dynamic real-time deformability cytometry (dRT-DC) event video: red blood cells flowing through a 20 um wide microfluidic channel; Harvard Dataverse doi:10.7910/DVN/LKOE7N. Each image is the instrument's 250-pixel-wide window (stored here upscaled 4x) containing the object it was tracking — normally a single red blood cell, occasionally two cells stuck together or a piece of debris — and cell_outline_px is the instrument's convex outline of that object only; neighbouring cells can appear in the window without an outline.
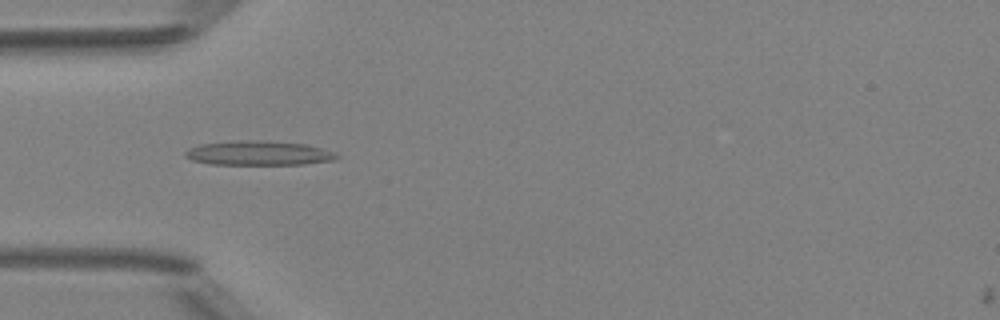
{"species": "Egyptian fruit bat (a non-hibernating species)", "species_latin": "Rousettus aegyptiacus", "temperature_condition": "room temperature", "stored_images_in_passage": 7, "camera_frame_rate_fps": 3000, "um_per_image_px": 0.085, "animal": {"sex": "female"}, "frame": {"image": 1, "passage_image": 4, "time_ms": 3.667, "image_size_px": [1000, 320], "cell_outline_px": [[340, 156], [336, 160], [304, 164], [212, 164], [192, 160], [184, 156], [184, 152], [188, 148], [200, 144], [236, 140], [260, 140], [304, 144], [336, 152]], "centroid_in_image_um": [21.97, 13.01], "position_along_channel_um": 63.0, "area_um2": 21.56}}
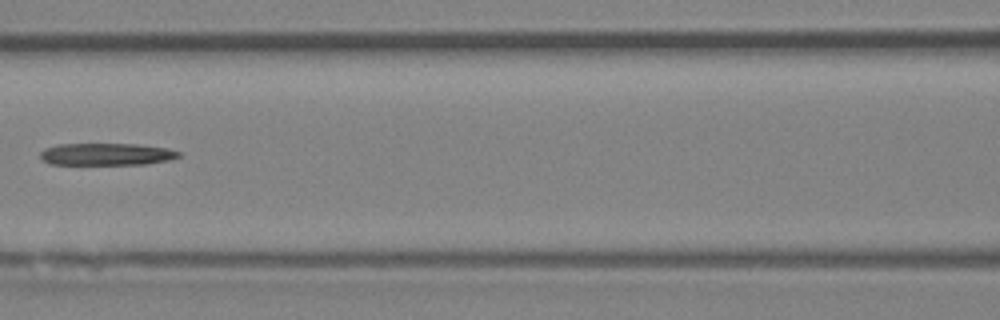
{"frame": {"image": 2, "passage_image": 6, "time_ms": 6.0, "image_size_px": [1000, 320], "cell_outline_px": [[180, 156], [172, 160], [148, 164], [48, 164], [40, 160], [40, 152], [44, 148], [56, 144], [136, 144], [168, 148], [180, 152]], "centroid_in_image_um": [9.04, 13.11], "position_along_channel_um": 157.6, "area_um2": 18.09}}
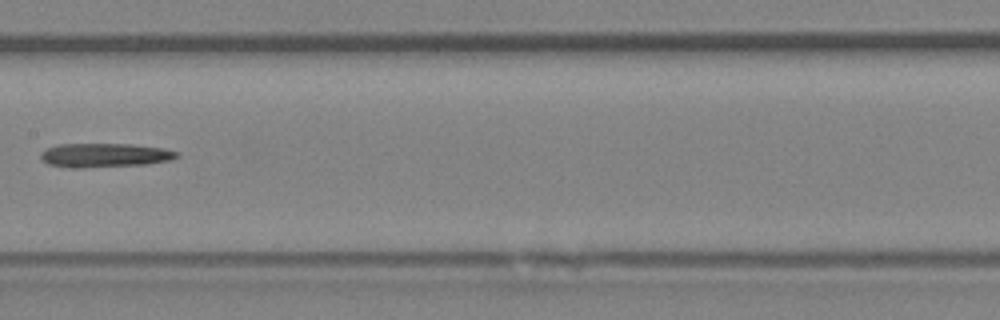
{"frame": {"image": 3, "passage_image": 7, "time_ms": 7.0, "image_size_px": [1000, 320], "cell_outline_px": [[180, 156], [172, 160], [144, 164], [84, 168], [76, 168], [48, 164], [40, 160], [40, 152], [44, 148], [56, 144], [132, 144], [164, 148], [180, 152]], "centroid_in_image_um": [8.88, 13.19], "position_along_channel_um": 198.5, "area_um2": 19.36}}